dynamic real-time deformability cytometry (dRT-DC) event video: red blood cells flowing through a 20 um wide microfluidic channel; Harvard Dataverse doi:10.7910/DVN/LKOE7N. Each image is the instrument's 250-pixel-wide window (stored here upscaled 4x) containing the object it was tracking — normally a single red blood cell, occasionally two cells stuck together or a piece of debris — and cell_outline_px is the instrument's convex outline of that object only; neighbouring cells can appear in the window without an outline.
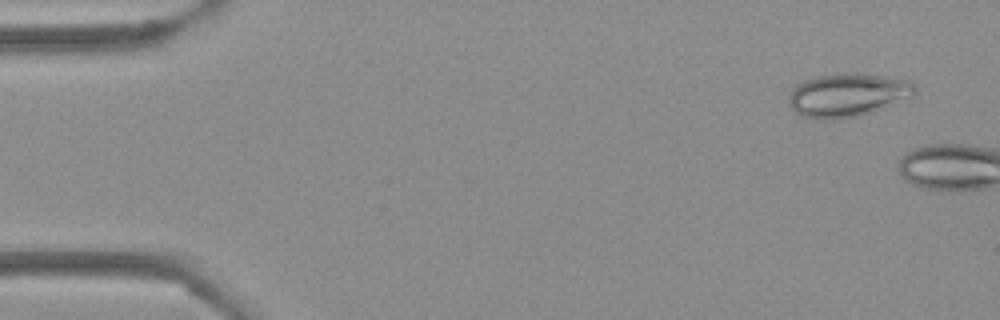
{"species": "Egyptian fruit bat (a non-hibernating species)", "species_latin": "Rousettus aegyptiacus", "temperature_condition": "cold", "stored_images_in_passage": 5, "camera_frame_rate_fps": 3000, "um_per_image_px": 0.085, "frame": {"image": 1, "passage_image": 3, "time_ms": 0.667, "image_size_px": [1000, 320], "cell_outline_px": [[916, 88], [908, 96], [868, 112], [856, 116], [832, 120], [820, 120], [800, 116], [792, 108], [788, 100], [788, 96], [804, 80], [816, 76], [844, 72], [856, 72], [912, 80]], "centroid_in_image_um": [71.97, 8.05], "position_along_channel_um": 13.0, "area_um2": 31.33}}